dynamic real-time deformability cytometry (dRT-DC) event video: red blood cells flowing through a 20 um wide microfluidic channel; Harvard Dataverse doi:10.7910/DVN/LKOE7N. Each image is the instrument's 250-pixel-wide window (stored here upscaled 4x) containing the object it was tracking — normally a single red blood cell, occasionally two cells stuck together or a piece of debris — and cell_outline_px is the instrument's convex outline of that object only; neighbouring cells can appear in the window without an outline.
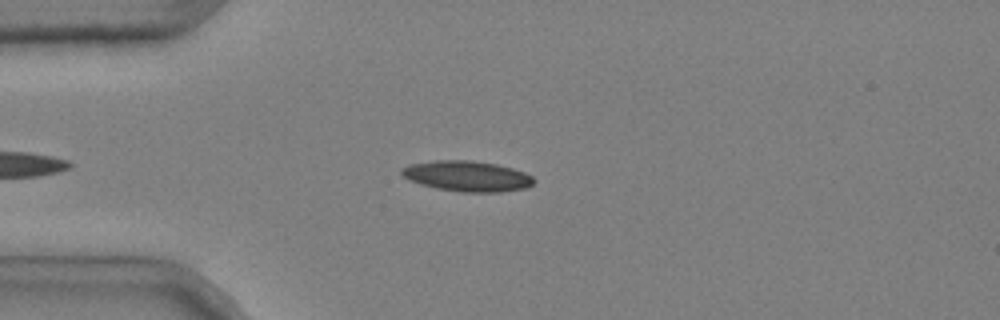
{"species": "common noctule bat (a hibernating species)", "species_latin": "Nyctalus noctula", "temperature_condition": "cold", "stored_images_in_passage": 3, "camera_frame_rate_fps": 3000, "um_per_image_px": 0.085, "animal": {"sex": "male", "body_mass_g": 20.4}, "frame": {"image": 1, "passage_image": 1, "time_ms": 0.0, "image_size_px": [1000, 320], "cell_outline_px": [[536, 180], [532, 184], [524, 188], [500, 192], [460, 192], [436, 188], [420, 184], [408, 180], [400, 176], [400, 168], [408, 164], [436, 160], [472, 160], [496, 164], [512, 168], [524, 172], [532, 176]], "centroid_in_image_um": [39.65, 14.96], "position_along_channel_um": 45.4, "area_um2": 23.76}}
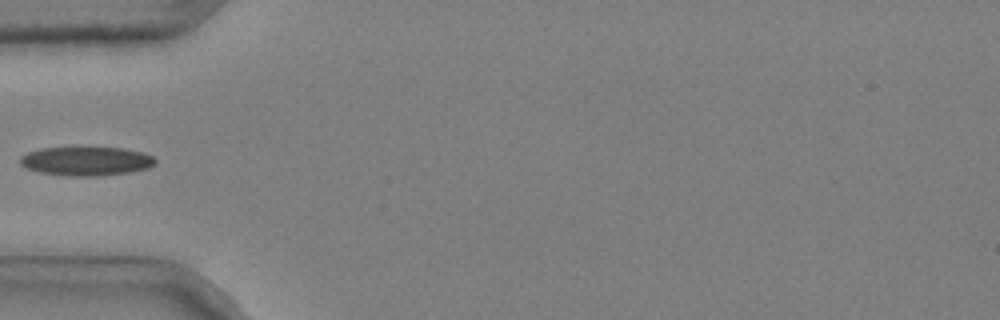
{"frame": {"image": 2, "passage_image": 2, "time_ms": 0.333, "image_size_px": [1000, 320], "cell_outline_px": [[156, 164], [148, 168], [128, 172], [96, 176], [64, 176], [40, 172], [28, 168], [20, 164], [20, 156], [28, 152], [40, 148], [80, 144], [124, 148], [144, 152], [152, 156], [156, 160]], "centroid_in_image_um": [7.32, 13.63], "position_along_channel_um": 77.7, "area_um2": 23.93}}